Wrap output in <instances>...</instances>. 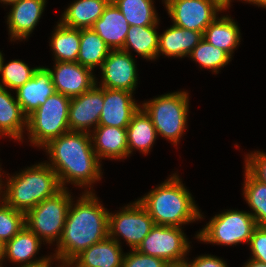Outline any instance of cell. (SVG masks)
Wrapping results in <instances>:
<instances>
[{
  "label": "cell",
  "instance_id": "obj_34",
  "mask_svg": "<svg viewBox=\"0 0 266 267\" xmlns=\"http://www.w3.org/2000/svg\"><path fill=\"white\" fill-rule=\"evenodd\" d=\"M0 202V241L5 244L25 227V213Z\"/></svg>",
  "mask_w": 266,
  "mask_h": 267
},
{
  "label": "cell",
  "instance_id": "obj_20",
  "mask_svg": "<svg viewBox=\"0 0 266 267\" xmlns=\"http://www.w3.org/2000/svg\"><path fill=\"white\" fill-rule=\"evenodd\" d=\"M122 253L121 245L108 236L82 251L72 262L77 267H122Z\"/></svg>",
  "mask_w": 266,
  "mask_h": 267
},
{
  "label": "cell",
  "instance_id": "obj_38",
  "mask_svg": "<svg viewBox=\"0 0 266 267\" xmlns=\"http://www.w3.org/2000/svg\"><path fill=\"white\" fill-rule=\"evenodd\" d=\"M186 263L189 267H228L225 261L211 255L198 256L193 262L186 260Z\"/></svg>",
  "mask_w": 266,
  "mask_h": 267
},
{
  "label": "cell",
  "instance_id": "obj_24",
  "mask_svg": "<svg viewBox=\"0 0 266 267\" xmlns=\"http://www.w3.org/2000/svg\"><path fill=\"white\" fill-rule=\"evenodd\" d=\"M111 0H76L65 9L60 23L74 29L92 28Z\"/></svg>",
  "mask_w": 266,
  "mask_h": 267
},
{
  "label": "cell",
  "instance_id": "obj_43",
  "mask_svg": "<svg viewBox=\"0 0 266 267\" xmlns=\"http://www.w3.org/2000/svg\"><path fill=\"white\" fill-rule=\"evenodd\" d=\"M220 5H222L225 9L229 8L230 2L232 0H216Z\"/></svg>",
  "mask_w": 266,
  "mask_h": 267
},
{
  "label": "cell",
  "instance_id": "obj_5",
  "mask_svg": "<svg viewBox=\"0 0 266 267\" xmlns=\"http://www.w3.org/2000/svg\"><path fill=\"white\" fill-rule=\"evenodd\" d=\"M188 98L185 91L173 92L153 98L141 106L153 122L157 134L175 145L180 141L187 125Z\"/></svg>",
  "mask_w": 266,
  "mask_h": 267
},
{
  "label": "cell",
  "instance_id": "obj_6",
  "mask_svg": "<svg viewBox=\"0 0 266 267\" xmlns=\"http://www.w3.org/2000/svg\"><path fill=\"white\" fill-rule=\"evenodd\" d=\"M70 99L55 92L27 117L28 139L31 144L42 148L52 139L70 131L68 126Z\"/></svg>",
  "mask_w": 266,
  "mask_h": 267
},
{
  "label": "cell",
  "instance_id": "obj_32",
  "mask_svg": "<svg viewBox=\"0 0 266 267\" xmlns=\"http://www.w3.org/2000/svg\"><path fill=\"white\" fill-rule=\"evenodd\" d=\"M189 56L200 66L211 69L215 73H218L219 68L228 64L232 58L226 51L208 43L204 38L195 46Z\"/></svg>",
  "mask_w": 266,
  "mask_h": 267
},
{
  "label": "cell",
  "instance_id": "obj_27",
  "mask_svg": "<svg viewBox=\"0 0 266 267\" xmlns=\"http://www.w3.org/2000/svg\"><path fill=\"white\" fill-rule=\"evenodd\" d=\"M155 25L150 26H130L125 39V44L121 50L130 54V48L143 58L152 60L157 58L159 35Z\"/></svg>",
  "mask_w": 266,
  "mask_h": 267
},
{
  "label": "cell",
  "instance_id": "obj_15",
  "mask_svg": "<svg viewBox=\"0 0 266 267\" xmlns=\"http://www.w3.org/2000/svg\"><path fill=\"white\" fill-rule=\"evenodd\" d=\"M132 92L104 88V105L99 125L127 128L132 116L141 107L135 103Z\"/></svg>",
  "mask_w": 266,
  "mask_h": 267
},
{
  "label": "cell",
  "instance_id": "obj_18",
  "mask_svg": "<svg viewBox=\"0 0 266 267\" xmlns=\"http://www.w3.org/2000/svg\"><path fill=\"white\" fill-rule=\"evenodd\" d=\"M93 130L90 136L99 160L102 158L120 160L128 156L126 128L98 125Z\"/></svg>",
  "mask_w": 266,
  "mask_h": 267
},
{
  "label": "cell",
  "instance_id": "obj_8",
  "mask_svg": "<svg viewBox=\"0 0 266 267\" xmlns=\"http://www.w3.org/2000/svg\"><path fill=\"white\" fill-rule=\"evenodd\" d=\"M255 219L249 212L227 210L215 215L197 234V239L218 245H237L249 243L254 229Z\"/></svg>",
  "mask_w": 266,
  "mask_h": 267
},
{
  "label": "cell",
  "instance_id": "obj_11",
  "mask_svg": "<svg viewBox=\"0 0 266 267\" xmlns=\"http://www.w3.org/2000/svg\"><path fill=\"white\" fill-rule=\"evenodd\" d=\"M165 7L173 25L202 33L218 11L226 10L216 0H170Z\"/></svg>",
  "mask_w": 266,
  "mask_h": 267
},
{
  "label": "cell",
  "instance_id": "obj_41",
  "mask_svg": "<svg viewBox=\"0 0 266 267\" xmlns=\"http://www.w3.org/2000/svg\"><path fill=\"white\" fill-rule=\"evenodd\" d=\"M245 2H249V3H253L254 5H258L261 6V7H264L266 8V0H244Z\"/></svg>",
  "mask_w": 266,
  "mask_h": 267
},
{
  "label": "cell",
  "instance_id": "obj_25",
  "mask_svg": "<svg viewBox=\"0 0 266 267\" xmlns=\"http://www.w3.org/2000/svg\"><path fill=\"white\" fill-rule=\"evenodd\" d=\"M126 131L128 156L132 153L133 149H138L143 154L149 153L158 135L150 117L141 107L132 116Z\"/></svg>",
  "mask_w": 266,
  "mask_h": 267
},
{
  "label": "cell",
  "instance_id": "obj_29",
  "mask_svg": "<svg viewBox=\"0 0 266 267\" xmlns=\"http://www.w3.org/2000/svg\"><path fill=\"white\" fill-rule=\"evenodd\" d=\"M51 39L55 62H77L80 46V29L68 28L60 22Z\"/></svg>",
  "mask_w": 266,
  "mask_h": 267
},
{
  "label": "cell",
  "instance_id": "obj_9",
  "mask_svg": "<svg viewBox=\"0 0 266 267\" xmlns=\"http://www.w3.org/2000/svg\"><path fill=\"white\" fill-rule=\"evenodd\" d=\"M189 243L181 227L155 225L135 250L161 258L168 264L181 263L186 261Z\"/></svg>",
  "mask_w": 266,
  "mask_h": 267
},
{
  "label": "cell",
  "instance_id": "obj_30",
  "mask_svg": "<svg viewBox=\"0 0 266 267\" xmlns=\"http://www.w3.org/2000/svg\"><path fill=\"white\" fill-rule=\"evenodd\" d=\"M130 26H150L159 22L153 0H111Z\"/></svg>",
  "mask_w": 266,
  "mask_h": 267
},
{
  "label": "cell",
  "instance_id": "obj_39",
  "mask_svg": "<svg viewBox=\"0 0 266 267\" xmlns=\"http://www.w3.org/2000/svg\"><path fill=\"white\" fill-rule=\"evenodd\" d=\"M53 256H49V258L47 259V260H45V261H43V262H41V263H36V264H33V265H19V267H52L51 266V262H52V260H53V258H52ZM58 267H61V265L60 266H58Z\"/></svg>",
  "mask_w": 266,
  "mask_h": 267
},
{
  "label": "cell",
  "instance_id": "obj_17",
  "mask_svg": "<svg viewBox=\"0 0 266 267\" xmlns=\"http://www.w3.org/2000/svg\"><path fill=\"white\" fill-rule=\"evenodd\" d=\"M46 0H18L11 4L7 24L11 40L26 39L44 11Z\"/></svg>",
  "mask_w": 266,
  "mask_h": 267
},
{
  "label": "cell",
  "instance_id": "obj_19",
  "mask_svg": "<svg viewBox=\"0 0 266 267\" xmlns=\"http://www.w3.org/2000/svg\"><path fill=\"white\" fill-rule=\"evenodd\" d=\"M129 27L121 11L110 1L92 29L111 50H117L123 48Z\"/></svg>",
  "mask_w": 266,
  "mask_h": 267
},
{
  "label": "cell",
  "instance_id": "obj_44",
  "mask_svg": "<svg viewBox=\"0 0 266 267\" xmlns=\"http://www.w3.org/2000/svg\"><path fill=\"white\" fill-rule=\"evenodd\" d=\"M4 260V243L0 241V263Z\"/></svg>",
  "mask_w": 266,
  "mask_h": 267
},
{
  "label": "cell",
  "instance_id": "obj_42",
  "mask_svg": "<svg viewBox=\"0 0 266 267\" xmlns=\"http://www.w3.org/2000/svg\"><path fill=\"white\" fill-rule=\"evenodd\" d=\"M166 267H189L186 261L181 263H169Z\"/></svg>",
  "mask_w": 266,
  "mask_h": 267
},
{
  "label": "cell",
  "instance_id": "obj_28",
  "mask_svg": "<svg viewBox=\"0 0 266 267\" xmlns=\"http://www.w3.org/2000/svg\"><path fill=\"white\" fill-rule=\"evenodd\" d=\"M110 51V47L92 28L80 29L77 62L82 66L90 68L92 71L97 65L101 68Z\"/></svg>",
  "mask_w": 266,
  "mask_h": 267
},
{
  "label": "cell",
  "instance_id": "obj_45",
  "mask_svg": "<svg viewBox=\"0 0 266 267\" xmlns=\"http://www.w3.org/2000/svg\"><path fill=\"white\" fill-rule=\"evenodd\" d=\"M17 1L18 0H0V2H3V4H8V5H11Z\"/></svg>",
  "mask_w": 266,
  "mask_h": 267
},
{
  "label": "cell",
  "instance_id": "obj_40",
  "mask_svg": "<svg viewBox=\"0 0 266 267\" xmlns=\"http://www.w3.org/2000/svg\"><path fill=\"white\" fill-rule=\"evenodd\" d=\"M244 267H266L265 263L250 259L245 263Z\"/></svg>",
  "mask_w": 266,
  "mask_h": 267
},
{
  "label": "cell",
  "instance_id": "obj_22",
  "mask_svg": "<svg viewBox=\"0 0 266 267\" xmlns=\"http://www.w3.org/2000/svg\"><path fill=\"white\" fill-rule=\"evenodd\" d=\"M41 242L42 240L25 226L4 244V260L7 257L11 262L22 265L41 263L49 258L47 256L39 260L33 259L41 247Z\"/></svg>",
  "mask_w": 266,
  "mask_h": 267
},
{
  "label": "cell",
  "instance_id": "obj_49",
  "mask_svg": "<svg viewBox=\"0 0 266 267\" xmlns=\"http://www.w3.org/2000/svg\"><path fill=\"white\" fill-rule=\"evenodd\" d=\"M170 0H164V3L167 4Z\"/></svg>",
  "mask_w": 266,
  "mask_h": 267
},
{
  "label": "cell",
  "instance_id": "obj_12",
  "mask_svg": "<svg viewBox=\"0 0 266 267\" xmlns=\"http://www.w3.org/2000/svg\"><path fill=\"white\" fill-rule=\"evenodd\" d=\"M94 84L87 92L70 99L68 126L73 132L90 134V128L99 125L104 105V88Z\"/></svg>",
  "mask_w": 266,
  "mask_h": 267
},
{
  "label": "cell",
  "instance_id": "obj_23",
  "mask_svg": "<svg viewBox=\"0 0 266 267\" xmlns=\"http://www.w3.org/2000/svg\"><path fill=\"white\" fill-rule=\"evenodd\" d=\"M24 127L27 129V116L16 98L6 88L0 87V135L22 142Z\"/></svg>",
  "mask_w": 266,
  "mask_h": 267
},
{
  "label": "cell",
  "instance_id": "obj_10",
  "mask_svg": "<svg viewBox=\"0 0 266 267\" xmlns=\"http://www.w3.org/2000/svg\"><path fill=\"white\" fill-rule=\"evenodd\" d=\"M154 226L153 219L138 200L120 212H109V237L119 244L118 238L123 237L131 250L139 246Z\"/></svg>",
  "mask_w": 266,
  "mask_h": 267
},
{
  "label": "cell",
  "instance_id": "obj_21",
  "mask_svg": "<svg viewBox=\"0 0 266 267\" xmlns=\"http://www.w3.org/2000/svg\"><path fill=\"white\" fill-rule=\"evenodd\" d=\"M202 39V32L172 25L159 35L157 57L161 53L168 57H185Z\"/></svg>",
  "mask_w": 266,
  "mask_h": 267
},
{
  "label": "cell",
  "instance_id": "obj_46",
  "mask_svg": "<svg viewBox=\"0 0 266 267\" xmlns=\"http://www.w3.org/2000/svg\"><path fill=\"white\" fill-rule=\"evenodd\" d=\"M61 267H77V266L71 261V262H68L64 265H61Z\"/></svg>",
  "mask_w": 266,
  "mask_h": 267
},
{
  "label": "cell",
  "instance_id": "obj_37",
  "mask_svg": "<svg viewBox=\"0 0 266 267\" xmlns=\"http://www.w3.org/2000/svg\"><path fill=\"white\" fill-rule=\"evenodd\" d=\"M252 258L266 264V226H257L250 238Z\"/></svg>",
  "mask_w": 266,
  "mask_h": 267
},
{
  "label": "cell",
  "instance_id": "obj_48",
  "mask_svg": "<svg viewBox=\"0 0 266 267\" xmlns=\"http://www.w3.org/2000/svg\"><path fill=\"white\" fill-rule=\"evenodd\" d=\"M2 60H3V55H2V53L0 52V73H1V64H2Z\"/></svg>",
  "mask_w": 266,
  "mask_h": 267
},
{
  "label": "cell",
  "instance_id": "obj_26",
  "mask_svg": "<svg viewBox=\"0 0 266 267\" xmlns=\"http://www.w3.org/2000/svg\"><path fill=\"white\" fill-rule=\"evenodd\" d=\"M203 38L232 57L233 50L239 46L241 37L238 25L226 15L220 18L216 17L205 29Z\"/></svg>",
  "mask_w": 266,
  "mask_h": 267
},
{
  "label": "cell",
  "instance_id": "obj_13",
  "mask_svg": "<svg viewBox=\"0 0 266 267\" xmlns=\"http://www.w3.org/2000/svg\"><path fill=\"white\" fill-rule=\"evenodd\" d=\"M102 88L132 92L138 81L137 67L131 53L121 49L111 50L102 66Z\"/></svg>",
  "mask_w": 266,
  "mask_h": 267
},
{
  "label": "cell",
  "instance_id": "obj_31",
  "mask_svg": "<svg viewBox=\"0 0 266 267\" xmlns=\"http://www.w3.org/2000/svg\"><path fill=\"white\" fill-rule=\"evenodd\" d=\"M244 198L254 213L257 226H266V184L255 179L245 169Z\"/></svg>",
  "mask_w": 266,
  "mask_h": 267
},
{
  "label": "cell",
  "instance_id": "obj_36",
  "mask_svg": "<svg viewBox=\"0 0 266 267\" xmlns=\"http://www.w3.org/2000/svg\"><path fill=\"white\" fill-rule=\"evenodd\" d=\"M245 169L257 180L266 184V154L257 151L246 154Z\"/></svg>",
  "mask_w": 266,
  "mask_h": 267
},
{
  "label": "cell",
  "instance_id": "obj_7",
  "mask_svg": "<svg viewBox=\"0 0 266 267\" xmlns=\"http://www.w3.org/2000/svg\"><path fill=\"white\" fill-rule=\"evenodd\" d=\"M71 194L62 188L25 213V226L46 243L60 241L70 206Z\"/></svg>",
  "mask_w": 266,
  "mask_h": 267
},
{
  "label": "cell",
  "instance_id": "obj_33",
  "mask_svg": "<svg viewBox=\"0 0 266 267\" xmlns=\"http://www.w3.org/2000/svg\"><path fill=\"white\" fill-rule=\"evenodd\" d=\"M38 67L30 68L21 60H12L4 65V57L1 64V83L0 87L17 90L29 81Z\"/></svg>",
  "mask_w": 266,
  "mask_h": 267
},
{
  "label": "cell",
  "instance_id": "obj_2",
  "mask_svg": "<svg viewBox=\"0 0 266 267\" xmlns=\"http://www.w3.org/2000/svg\"><path fill=\"white\" fill-rule=\"evenodd\" d=\"M91 134L69 131L49 141L43 148L49 155L48 165L57 174L62 188L66 183L90 187L102 177L100 160L95 153Z\"/></svg>",
  "mask_w": 266,
  "mask_h": 267
},
{
  "label": "cell",
  "instance_id": "obj_47",
  "mask_svg": "<svg viewBox=\"0 0 266 267\" xmlns=\"http://www.w3.org/2000/svg\"><path fill=\"white\" fill-rule=\"evenodd\" d=\"M1 175H2V174L0 173V195H2V194H1V193H2L1 190H3V189H2V188H3V187H2L3 184H2V181H1ZM0 199H1V196H0Z\"/></svg>",
  "mask_w": 266,
  "mask_h": 267
},
{
  "label": "cell",
  "instance_id": "obj_35",
  "mask_svg": "<svg viewBox=\"0 0 266 267\" xmlns=\"http://www.w3.org/2000/svg\"><path fill=\"white\" fill-rule=\"evenodd\" d=\"M168 263L158 257L148 256L132 249L123 257L122 267H166Z\"/></svg>",
  "mask_w": 266,
  "mask_h": 267
},
{
  "label": "cell",
  "instance_id": "obj_16",
  "mask_svg": "<svg viewBox=\"0 0 266 267\" xmlns=\"http://www.w3.org/2000/svg\"><path fill=\"white\" fill-rule=\"evenodd\" d=\"M55 92L49 68L39 66L33 77L16 90V100L28 117Z\"/></svg>",
  "mask_w": 266,
  "mask_h": 267
},
{
  "label": "cell",
  "instance_id": "obj_1",
  "mask_svg": "<svg viewBox=\"0 0 266 267\" xmlns=\"http://www.w3.org/2000/svg\"><path fill=\"white\" fill-rule=\"evenodd\" d=\"M108 236L109 211L101 205L95 193L88 189L75 204L71 201L53 258L64 265Z\"/></svg>",
  "mask_w": 266,
  "mask_h": 267
},
{
  "label": "cell",
  "instance_id": "obj_3",
  "mask_svg": "<svg viewBox=\"0 0 266 267\" xmlns=\"http://www.w3.org/2000/svg\"><path fill=\"white\" fill-rule=\"evenodd\" d=\"M138 202L149 213L155 225L181 227L203 218L191 193L176 173L138 199Z\"/></svg>",
  "mask_w": 266,
  "mask_h": 267
},
{
  "label": "cell",
  "instance_id": "obj_14",
  "mask_svg": "<svg viewBox=\"0 0 266 267\" xmlns=\"http://www.w3.org/2000/svg\"><path fill=\"white\" fill-rule=\"evenodd\" d=\"M56 92L73 98L87 92L97 81L90 68L78 62H56L49 69Z\"/></svg>",
  "mask_w": 266,
  "mask_h": 267
},
{
  "label": "cell",
  "instance_id": "obj_4",
  "mask_svg": "<svg viewBox=\"0 0 266 267\" xmlns=\"http://www.w3.org/2000/svg\"><path fill=\"white\" fill-rule=\"evenodd\" d=\"M25 169L8 178L1 196L7 205L23 213L62 189L57 174L47 163Z\"/></svg>",
  "mask_w": 266,
  "mask_h": 267
}]
</instances>
